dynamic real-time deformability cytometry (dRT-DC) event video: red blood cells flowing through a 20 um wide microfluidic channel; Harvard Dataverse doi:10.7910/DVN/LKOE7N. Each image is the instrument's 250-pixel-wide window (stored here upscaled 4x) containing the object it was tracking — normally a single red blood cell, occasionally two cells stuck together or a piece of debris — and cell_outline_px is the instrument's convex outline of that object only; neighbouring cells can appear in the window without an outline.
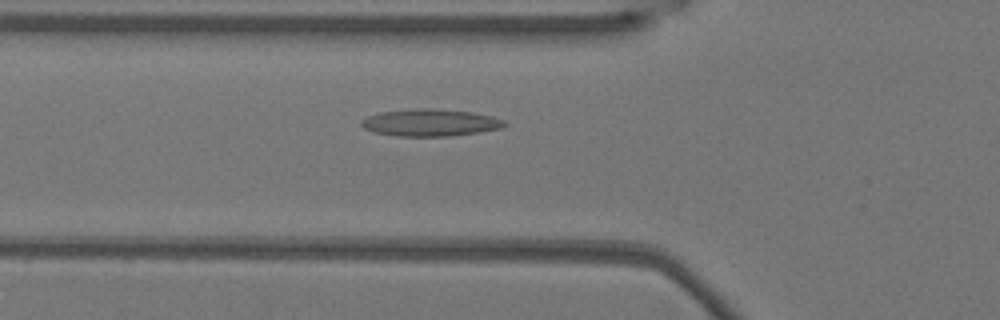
{"species": "Egyptian fruit bat (a non-hibernating species)", "species_latin": "Rousettus aegyptiacus", "temperature_condition": "warm", "stored_images_in_passage": 53, "camera_frame_rate_fps": 3000, "um_per_image_px": 0.085, "animal": {"sex": "female"}, "frame": {"image": 1, "passage_image": 18, "time_ms": 5.667, "image_size_px": [1000, 320], "cell_outline_px": [[508, 124], [504, 128], [480, 132], [452, 136], [396, 136], [372, 132], [364, 128], [360, 124], [360, 120], [376, 112], [420, 108], [428, 108], [472, 112], [492, 116], [504, 120]], "centroid_in_image_um": [36.57, 10.43], "position_along_channel_um": 89.2, "area_um2": 22.89}}
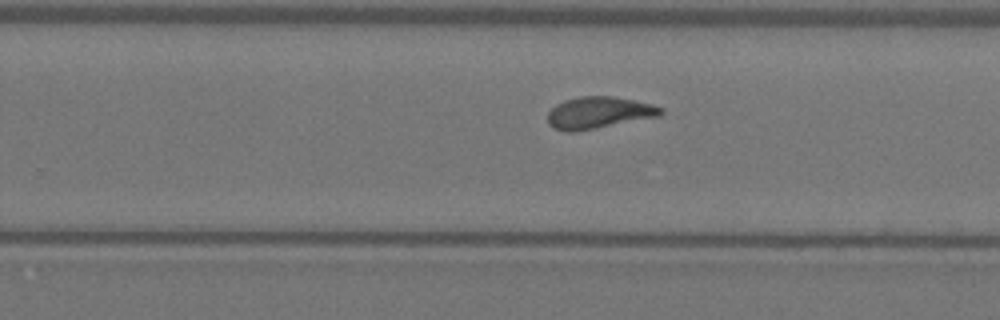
{"frame": {"image": 2, "passage_image": 33, "time_ms": 10.667, "image_size_px": [1000, 320], "cell_outline_px": [[664, 112], [660, 116], [576, 132], [564, 132], [552, 128], [548, 124], [548, 112], [556, 104], [564, 100], [580, 96], [612, 96], [652, 104], [664, 108]], "centroid_in_image_um": [50.88, 9.59], "position_along_channel_um": 278.9, "area_um2": 21.15}}
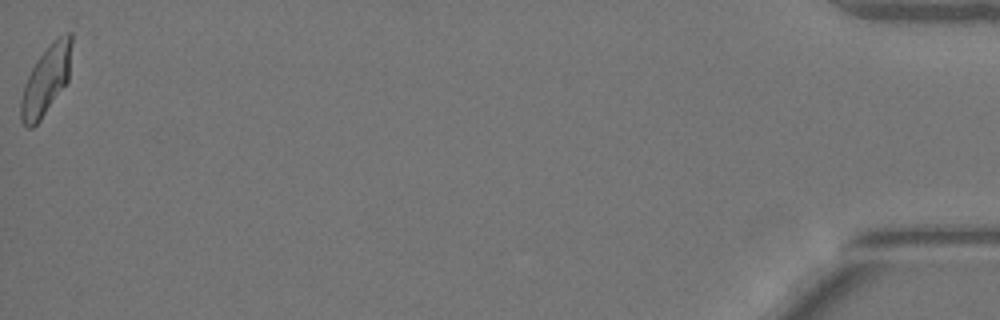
{"frame": {"image": 3, "passage_image": 53, "time_ms": 17.333, "image_size_px": [1000, 320], "cell_outline_px": [[72, 44], [68, 80], [40, 120], [32, 128], [24, 128], [20, 120], [20, 100], [24, 84], [36, 60], [52, 40], [68, 32], [72, 32]], "centroid_in_image_um": [3.89, 6.82], "position_along_channel_um": 431.3, "area_um2": 20.4}, "authors_computed_cell_mechanics": {"area_um2": 21.097, "velocity_mm_per_s": 3.7965, "shape_relaxation_time_tau1_ms": 10.9096, "shape_relaxation_time_tau2_ms": 1.5696, "deformation_change_tau1": 0.2672, "deformation_change_tau2": 0.1002}}